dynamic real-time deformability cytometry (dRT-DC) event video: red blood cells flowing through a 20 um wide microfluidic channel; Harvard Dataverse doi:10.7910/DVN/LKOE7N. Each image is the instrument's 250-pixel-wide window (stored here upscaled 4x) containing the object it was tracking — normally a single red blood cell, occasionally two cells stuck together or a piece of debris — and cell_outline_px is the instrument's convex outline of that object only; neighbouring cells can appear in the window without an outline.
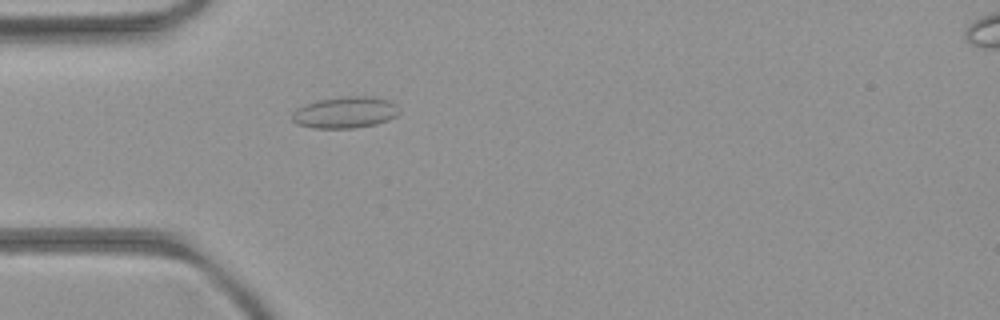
{"species": "common noctule bat (a hibernating species)", "species_latin": "Nyctalus noctula", "temperature_condition": "room temperature", "stored_images_in_passage": 1, "camera_frame_rate_fps": 3000, "um_per_image_px": 0.085, "animal": {"sex": "female", "body_mass_g": 21.9}, "frame": {"image": 1, "passage_image": 1, "time_ms": 0.0, "image_size_px": [1000, 320], "cell_outline_px": [[400, 112], [396, 116], [388, 120], [376, 124], [352, 128], [312, 128], [296, 124], [292, 120], [292, 112], [296, 108], [304, 104], [316, 100], [344, 96], [372, 96], [388, 100], [396, 104]], "centroid_in_image_um": [29.31, 9.55], "position_along_channel_um": 55.7, "area_um2": 19.88}}